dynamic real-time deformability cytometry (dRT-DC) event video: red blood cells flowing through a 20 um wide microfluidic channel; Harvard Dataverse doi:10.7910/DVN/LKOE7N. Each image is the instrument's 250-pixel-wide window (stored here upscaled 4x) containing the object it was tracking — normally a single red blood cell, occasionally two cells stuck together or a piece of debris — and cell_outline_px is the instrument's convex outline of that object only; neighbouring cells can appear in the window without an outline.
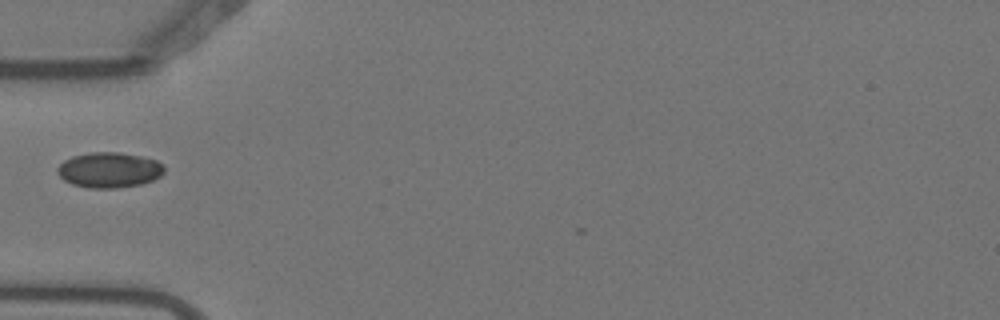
{"species": "Egyptian fruit bat (a non-hibernating species)", "species_latin": "Rousettus aegyptiacus", "temperature_condition": "warm", "stored_images_in_passage": 3, "camera_frame_rate_fps": 3000, "um_per_image_px": 0.085, "animal": {"sex": "female"}, "frame": {"image": 1, "passage_image": 2, "time_ms": 0.333, "image_size_px": [1000, 320], "cell_outline_px": [[164, 172], [160, 176], [152, 180], [140, 184], [116, 188], [88, 188], [72, 184], [64, 180], [56, 172], [56, 168], [64, 160], [72, 156], [92, 152], [120, 152], [140, 156], [156, 160], [164, 164]], "centroid_in_image_um": [9.27, 14.44], "position_along_channel_um": 75.7, "area_um2": 22.08}}